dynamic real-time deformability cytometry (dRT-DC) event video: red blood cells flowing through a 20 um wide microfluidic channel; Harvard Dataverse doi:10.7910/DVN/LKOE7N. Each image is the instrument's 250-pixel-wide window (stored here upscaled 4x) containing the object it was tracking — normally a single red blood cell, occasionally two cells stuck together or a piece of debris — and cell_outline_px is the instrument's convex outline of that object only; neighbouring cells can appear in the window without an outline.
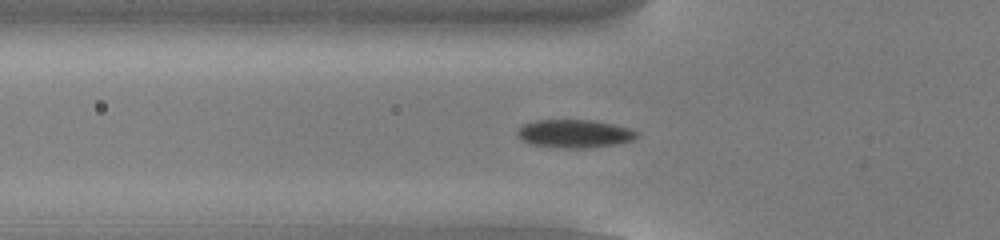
{"species": "common noctule bat (a hibernating species)", "species_latin": "Nyctalus noctula", "temperature_condition": "cold", "stored_images_in_passage": 46, "camera_frame_rate_fps": 3000, "um_per_image_px": 0.085, "animal": {"sex": "male", "body_mass_g": 13.0, "forearm_length_mm": 53.1}, "frame": {"image": 1, "passage_image": 11, "time_ms": 3.333, "image_size_px": [1000, 240], "cell_outline_px": [[640, 136], [632, 140], [616, 144], [584, 148], [568, 148], [528, 144], [516, 132], [524, 124], [536, 120], [596, 120], [628, 128], [636, 132]], "centroid_in_image_um": [48.85, 11.35], "position_along_channel_um": 77.0, "area_um2": 19.36}}
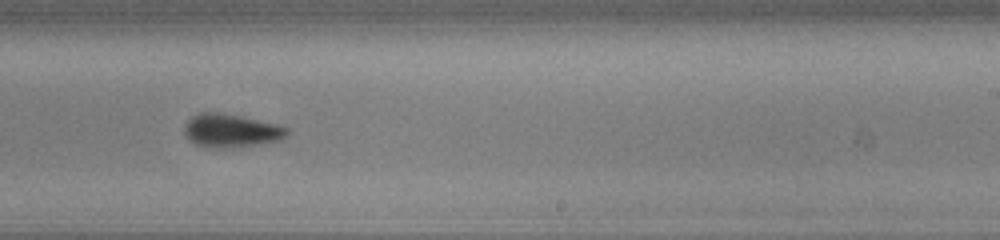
{"frame": {"image": 2, "passage_image": 26, "time_ms": 8.333, "image_size_px": [1000, 240], "cell_outline_px": [[288, 136], [280, 140], [256, 144], [224, 148], [208, 148], [196, 144], [188, 140], [184, 132], [184, 124], [192, 116], [200, 112], [220, 112], [240, 116], [276, 124], [288, 128]], "centroid_in_image_um": [19.6, 11.1], "position_along_channel_um": 269.4, "area_um2": 19.94}}
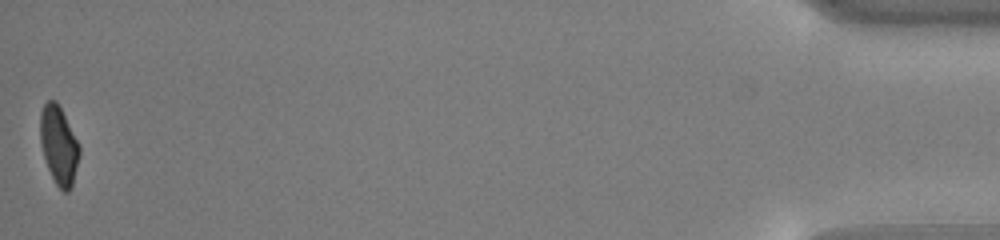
{"frame": {"image": 3, "passage_image": 46, "time_ms": 15.0, "image_size_px": [1000, 240], "cell_outline_px": [[80, 156], [72, 188], [68, 192], [64, 192], [56, 184], [48, 168], [40, 144], [40, 112], [44, 104], [48, 100], [56, 100], [80, 144]], "centroid_in_image_um": [5.01, 12.36], "position_along_channel_um": 430.2, "area_um2": 18.03}, "authors_computed_cell_mechanics": {"area_um2": 19.2763, "velocity_mm_per_s": 3.8498, "shape_relaxation_time_tau1_ms": 2.4016, "shape_relaxation_time_tau2_ms": null, "deformation_change_tau1": 0.1034, "deformation_change_tau2": null}}